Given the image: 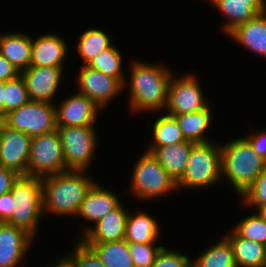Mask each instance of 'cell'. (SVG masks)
<instances>
[{
	"label": "cell",
	"mask_w": 266,
	"mask_h": 267,
	"mask_svg": "<svg viewBox=\"0 0 266 267\" xmlns=\"http://www.w3.org/2000/svg\"><path fill=\"white\" fill-rule=\"evenodd\" d=\"M84 172L69 170L42 177L43 212L76 216L80 204L95 184Z\"/></svg>",
	"instance_id": "cell-1"
},
{
	"label": "cell",
	"mask_w": 266,
	"mask_h": 267,
	"mask_svg": "<svg viewBox=\"0 0 266 267\" xmlns=\"http://www.w3.org/2000/svg\"><path fill=\"white\" fill-rule=\"evenodd\" d=\"M162 65L134 62L131 68L130 104L133 112L160 110L168 103V86L173 76Z\"/></svg>",
	"instance_id": "cell-2"
},
{
	"label": "cell",
	"mask_w": 266,
	"mask_h": 267,
	"mask_svg": "<svg viewBox=\"0 0 266 267\" xmlns=\"http://www.w3.org/2000/svg\"><path fill=\"white\" fill-rule=\"evenodd\" d=\"M221 174L242 195L266 167L245 137L221 145Z\"/></svg>",
	"instance_id": "cell-3"
},
{
	"label": "cell",
	"mask_w": 266,
	"mask_h": 267,
	"mask_svg": "<svg viewBox=\"0 0 266 267\" xmlns=\"http://www.w3.org/2000/svg\"><path fill=\"white\" fill-rule=\"evenodd\" d=\"M12 217L7 223L35 237L43 213V189L40 177L20 175L11 189Z\"/></svg>",
	"instance_id": "cell-4"
},
{
	"label": "cell",
	"mask_w": 266,
	"mask_h": 267,
	"mask_svg": "<svg viewBox=\"0 0 266 267\" xmlns=\"http://www.w3.org/2000/svg\"><path fill=\"white\" fill-rule=\"evenodd\" d=\"M221 146L210 142L195 143L190 151L183 177L177 188H199L213 185L221 175Z\"/></svg>",
	"instance_id": "cell-5"
},
{
	"label": "cell",
	"mask_w": 266,
	"mask_h": 267,
	"mask_svg": "<svg viewBox=\"0 0 266 267\" xmlns=\"http://www.w3.org/2000/svg\"><path fill=\"white\" fill-rule=\"evenodd\" d=\"M69 171L57 129L31 138L27 175L45 177Z\"/></svg>",
	"instance_id": "cell-6"
},
{
	"label": "cell",
	"mask_w": 266,
	"mask_h": 267,
	"mask_svg": "<svg viewBox=\"0 0 266 267\" xmlns=\"http://www.w3.org/2000/svg\"><path fill=\"white\" fill-rule=\"evenodd\" d=\"M2 121L9 128L32 137L57 129L56 106L50 102L29 101L7 113Z\"/></svg>",
	"instance_id": "cell-7"
},
{
	"label": "cell",
	"mask_w": 266,
	"mask_h": 267,
	"mask_svg": "<svg viewBox=\"0 0 266 267\" xmlns=\"http://www.w3.org/2000/svg\"><path fill=\"white\" fill-rule=\"evenodd\" d=\"M132 175V192L143 200L157 198L177 188L176 182L147 151L136 162Z\"/></svg>",
	"instance_id": "cell-8"
},
{
	"label": "cell",
	"mask_w": 266,
	"mask_h": 267,
	"mask_svg": "<svg viewBox=\"0 0 266 267\" xmlns=\"http://www.w3.org/2000/svg\"><path fill=\"white\" fill-rule=\"evenodd\" d=\"M68 170L85 171L89 166L97 144L93 125L57 126Z\"/></svg>",
	"instance_id": "cell-9"
},
{
	"label": "cell",
	"mask_w": 266,
	"mask_h": 267,
	"mask_svg": "<svg viewBox=\"0 0 266 267\" xmlns=\"http://www.w3.org/2000/svg\"><path fill=\"white\" fill-rule=\"evenodd\" d=\"M203 96L198 81L193 75L187 74L178 79L171 77L166 106L168 115L194 113L207 108L209 104Z\"/></svg>",
	"instance_id": "cell-10"
},
{
	"label": "cell",
	"mask_w": 266,
	"mask_h": 267,
	"mask_svg": "<svg viewBox=\"0 0 266 267\" xmlns=\"http://www.w3.org/2000/svg\"><path fill=\"white\" fill-rule=\"evenodd\" d=\"M31 137L5 125L0 119V167L27 175Z\"/></svg>",
	"instance_id": "cell-11"
},
{
	"label": "cell",
	"mask_w": 266,
	"mask_h": 267,
	"mask_svg": "<svg viewBox=\"0 0 266 267\" xmlns=\"http://www.w3.org/2000/svg\"><path fill=\"white\" fill-rule=\"evenodd\" d=\"M80 71L77 83L79 93L86 95L100 108L105 107L119 91L125 88L117 78L105 75L86 65Z\"/></svg>",
	"instance_id": "cell-12"
},
{
	"label": "cell",
	"mask_w": 266,
	"mask_h": 267,
	"mask_svg": "<svg viewBox=\"0 0 266 267\" xmlns=\"http://www.w3.org/2000/svg\"><path fill=\"white\" fill-rule=\"evenodd\" d=\"M63 67L30 66L20 72L30 101L51 102L59 87Z\"/></svg>",
	"instance_id": "cell-13"
},
{
	"label": "cell",
	"mask_w": 266,
	"mask_h": 267,
	"mask_svg": "<svg viewBox=\"0 0 266 267\" xmlns=\"http://www.w3.org/2000/svg\"><path fill=\"white\" fill-rule=\"evenodd\" d=\"M99 106L86 95L77 93L56 108L57 126H89L96 122Z\"/></svg>",
	"instance_id": "cell-14"
},
{
	"label": "cell",
	"mask_w": 266,
	"mask_h": 267,
	"mask_svg": "<svg viewBox=\"0 0 266 267\" xmlns=\"http://www.w3.org/2000/svg\"><path fill=\"white\" fill-rule=\"evenodd\" d=\"M34 237L26 230L0 222V267H16Z\"/></svg>",
	"instance_id": "cell-15"
},
{
	"label": "cell",
	"mask_w": 266,
	"mask_h": 267,
	"mask_svg": "<svg viewBox=\"0 0 266 267\" xmlns=\"http://www.w3.org/2000/svg\"><path fill=\"white\" fill-rule=\"evenodd\" d=\"M128 212L120 203L95 224V228H87L83 243H105L124 240Z\"/></svg>",
	"instance_id": "cell-16"
},
{
	"label": "cell",
	"mask_w": 266,
	"mask_h": 267,
	"mask_svg": "<svg viewBox=\"0 0 266 267\" xmlns=\"http://www.w3.org/2000/svg\"><path fill=\"white\" fill-rule=\"evenodd\" d=\"M67 47L65 41L55 34H45L32 40L30 66L63 67Z\"/></svg>",
	"instance_id": "cell-17"
},
{
	"label": "cell",
	"mask_w": 266,
	"mask_h": 267,
	"mask_svg": "<svg viewBox=\"0 0 266 267\" xmlns=\"http://www.w3.org/2000/svg\"><path fill=\"white\" fill-rule=\"evenodd\" d=\"M266 0H209L227 16L224 31L228 34L236 26L246 23L257 14L266 11ZM229 17V18H228Z\"/></svg>",
	"instance_id": "cell-18"
},
{
	"label": "cell",
	"mask_w": 266,
	"mask_h": 267,
	"mask_svg": "<svg viewBox=\"0 0 266 267\" xmlns=\"http://www.w3.org/2000/svg\"><path fill=\"white\" fill-rule=\"evenodd\" d=\"M227 35L246 49L266 58V11L236 26Z\"/></svg>",
	"instance_id": "cell-19"
},
{
	"label": "cell",
	"mask_w": 266,
	"mask_h": 267,
	"mask_svg": "<svg viewBox=\"0 0 266 267\" xmlns=\"http://www.w3.org/2000/svg\"><path fill=\"white\" fill-rule=\"evenodd\" d=\"M120 203L119 197L113 192L95 183L80 204L77 215L96 224Z\"/></svg>",
	"instance_id": "cell-20"
},
{
	"label": "cell",
	"mask_w": 266,
	"mask_h": 267,
	"mask_svg": "<svg viewBox=\"0 0 266 267\" xmlns=\"http://www.w3.org/2000/svg\"><path fill=\"white\" fill-rule=\"evenodd\" d=\"M194 144V142L186 140L164 147H156L151 153L177 183L183 177Z\"/></svg>",
	"instance_id": "cell-21"
},
{
	"label": "cell",
	"mask_w": 266,
	"mask_h": 267,
	"mask_svg": "<svg viewBox=\"0 0 266 267\" xmlns=\"http://www.w3.org/2000/svg\"><path fill=\"white\" fill-rule=\"evenodd\" d=\"M32 39L29 35L9 33L0 35V53L20 72L30 67Z\"/></svg>",
	"instance_id": "cell-22"
},
{
	"label": "cell",
	"mask_w": 266,
	"mask_h": 267,
	"mask_svg": "<svg viewBox=\"0 0 266 267\" xmlns=\"http://www.w3.org/2000/svg\"><path fill=\"white\" fill-rule=\"evenodd\" d=\"M225 238L232 246L237 267H263L265 261V245L244 239L234 230Z\"/></svg>",
	"instance_id": "cell-23"
},
{
	"label": "cell",
	"mask_w": 266,
	"mask_h": 267,
	"mask_svg": "<svg viewBox=\"0 0 266 267\" xmlns=\"http://www.w3.org/2000/svg\"><path fill=\"white\" fill-rule=\"evenodd\" d=\"M158 233L157 221L149 214L142 212L132 216L128 213L124 238L128 243L155 244Z\"/></svg>",
	"instance_id": "cell-24"
},
{
	"label": "cell",
	"mask_w": 266,
	"mask_h": 267,
	"mask_svg": "<svg viewBox=\"0 0 266 267\" xmlns=\"http://www.w3.org/2000/svg\"><path fill=\"white\" fill-rule=\"evenodd\" d=\"M100 258L105 267H135L124 240L105 243H84Z\"/></svg>",
	"instance_id": "cell-25"
},
{
	"label": "cell",
	"mask_w": 266,
	"mask_h": 267,
	"mask_svg": "<svg viewBox=\"0 0 266 267\" xmlns=\"http://www.w3.org/2000/svg\"><path fill=\"white\" fill-rule=\"evenodd\" d=\"M173 117L176 119L185 140L194 143H205L209 141L206 140L204 135L211 121L209 106L194 113L180 114Z\"/></svg>",
	"instance_id": "cell-26"
},
{
	"label": "cell",
	"mask_w": 266,
	"mask_h": 267,
	"mask_svg": "<svg viewBox=\"0 0 266 267\" xmlns=\"http://www.w3.org/2000/svg\"><path fill=\"white\" fill-rule=\"evenodd\" d=\"M224 239V240H223ZM192 262L194 267H237L233 249L224 237Z\"/></svg>",
	"instance_id": "cell-27"
},
{
	"label": "cell",
	"mask_w": 266,
	"mask_h": 267,
	"mask_svg": "<svg viewBox=\"0 0 266 267\" xmlns=\"http://www.w3.org/2000/svg\"><path fill=\"white\" fill-rule=\"evenodd\" d=\"M154 145L147 149L152 152L156 147H164L186 141L182 135L176 119L166 115L159 117L153 126Z\"/></svg>",
	"instance_id": "cell-28"
},
{
	"label": "cell",
	"mask_w": 266,
	"mask_h": 267,
	"mask_svg": "<svg viewBox=\"0 0 266 267\" xmlns=\"http://www.w3.org/2000/svg\"><path fill=\"white\" fill-rule=\"evenodd\" d=\"M110 37L100 29H89L81 34L77 44V51L87 65L98 53L111 47Z\"/></svg>",
	"instance_id": "cell-29"
},
{
	"label": "cell",
	"mask_w": 266,
	"mask_h": 267,
	"mask_svg": "<svg viewBox=\"0 0 266 267\" xmlns=\"http://www.w3.org/2000/svg\"><path fill=\"white\" fill-rule=\"evenodd\" d=\"M121 54L113 45L101 53H98L86 65L91 69L102 72L105 75L117 78L125 86V76L121 68ZM124 77V78H123Z\"/></svg>",
	"instance_id": "cell-30"
},
{
	"label": "cell",
	"mask_w": 266,
	"mask_h": 267,
	"mask_svg": "<svg viewBox=\"0 0 266 267\" xmlns=\"http://www.w3.org/2000/svg\"><path fill=\"white\" fill-rule=\"evenodd\" d=\"M4 116L30 101L25 81L21 74L4 82Z\"/></svg>",
	"instance_id": "cell-31"
},
{
	"label": "cell",
	"mask_w": 266,
	"mask_h": 267,
	"mask_svg": "<svg viewBox=\"0 0 266 267\" xmlns=\"http://www.w3.org/2000/svg\"><path fill=\"white\" fill-rule=\"evenodd\" d=\"M233 230L244 239L266 245V221L257 214L246 217Z\"/></svg>",
	"instance_id": "cell-32"
},
{
	"label": "cell",
	"mask_w": 266,
	"mask_h": 267,
	"mask_svg": "<svg viewBox=\"0 0 266 267\" xmlns=\"http://www.w3.org/2000/svg\"><path fill=\"white\" fill-rule=\"evenodd\" d=\"M73 253L65 256L72 267H105L96 253L81 240Z\"/></svg>",
	"instance_id": "cell-33"
},
{
	"label": "cell",
	"mask_w": 266,
	"mask_h": 267,
	"mask_svg": "<svg viewBox=\"0 0 266 267\" xmlns=\"http://www.w3.org/2000/svg\"><path fill=\"white\" fill-rule=\"evenodd\" d=\"M154 244L128 243V248L135 267H152L157 253L163 246Z\"/></svg>",
	"instance_id": "cell-34"
},
{
	"label": "cell",
	"mask_w": 266,
	"mask_h": 267,
	"mask_svg": "<svg viewBox=\"0 0 266 267\" xmlns=\"http://www.w3.org/2000/svg\"><path fill=\"white\" fill-rule=\"evenodd\" d=\"M241 196L249 206L257 207L266 204V167Z\"/></svg>",
	"instance_id": "cell-35"
},
{
	"label": "cell",
	"mask_w": 266,
	"mask_h": 267,
	"mask_svg": "<svg viewBox=\"0 0 266 267\" xmlns=\"http://www.w3.org/2000/svg\"><path fill=\"white\" fill-rule=\"evenodd\" d=\"M152 267H192V261L187 255L162 247Z\"/></svg>",
	"instance_id": "cell-36"
},
{
	"label": "cell",
	"mask_w": 266,
	"mask_h": 267,
	"mask_svg": "<svg viewBox=\"0 0 266 267\" xmlns=\"http://www.w3.org/2000/svg\"><path fill=\"white\" fill-rule=\"evenodd\" d=\"M15 170L0 167V197L9 191H11L14 182L19 178Z\"/></svg>",
	"instance_id": "cell-37"
},
{
	"label": "cell",
	"mask_w": 266,
	"mask_h": 267,
	"mask_svg": "<svg viewBox=\"0 0 266 267\" xmlns=\"http://www.w3.org/2000/svg\"><path fill=\"white\" fill-rule=\"evenodd\" d=\"M253 150L266 161V130L246 137Z\"/></svg>",
	"instance_id": "cell-38"
},
{
	"label": "cell",
	"mask_w": 266,
	"mask_h": 267,
	"mask_svg": "<svg viewBox=\"0 0 266 267\" xmlns=\"http://www.w3.org/2000/svg\"><path fill=\"white\" fill-rule=\"evenodd\" d=\"M20 75V71L0 53V81H7Z\"/></svg>",
	"instance_id": "cell-39"
},
{
	"label": "cell",
	"mask_w": 266,
	"mask_h": 267,
	"mask_svg": "<svg viewBox=\"0 0 266 267\" xmlns=\"http://www.w3.org/2000/svg\"><path fill=\"white\" fill-rule=\"evenodd\" d=\"M12 201L11 191L0 197V222H7L12 217Z\"/></svg>",
	"instance_id": "cell-40"
},
{
	"label": "cell",
	"mask_w": 266,
	"mask_h": 267,
	"mask_svg": "<svg viewBox=\"0 0 266 267\" xmlns=\"http://www.w3.org/2000/svg\"><path fill=\"white\" fill-rule=\"evenodd\" d=\"M4 82L0 81V119L4 117Z\"/></svg>",
	"instance_id": "cell-41"
},
{
	"label": "cell",
	"mask_w": 266,
	"mask_h": 267,
	"mask_svg": "<svg viewBox=\"0 0 266 267\" xmlns=\"http://www.w3.org/2000/svg\"><path fill=\"white\" fill-rule=\"evenodd\" d=\"M256 209H258L256 214L266 221V204L257 206Z\"/></svg>",
	"instance_id": "cell-42"
},
{
	"label": "cell",
	"mask_w": 266,
	"mask_h": 267,
	"mask_svg": "<svg viewBox=\"0 0 266 267\" xmlns=\"http://www.w3.org/2000/svg\"><path fill=\"white\" fill-rule=\"evenodd\" d=\"M58 264L55 267H72L68 260L64 257L61 261L57 262ZM54 267V266H53Z\"/></svg>",
	"instance_id": "cell-43"
},
{
	"label": "cell",
	"mask_w": 266,
	"mask_h": 267,
	"mask_svg": "<svg viewBox=\"0 0 266 267\" xmlns=\"http://www.w3.org/2000/svg\"><path fill=\"white\" fill-rule=\"evenodd\" d=\"M265 251H266V245H265ZM263 267H266V252H265V261H264V266Z\"/></svg>",
	"instance_id": "cell-44"
}]
</instances>
